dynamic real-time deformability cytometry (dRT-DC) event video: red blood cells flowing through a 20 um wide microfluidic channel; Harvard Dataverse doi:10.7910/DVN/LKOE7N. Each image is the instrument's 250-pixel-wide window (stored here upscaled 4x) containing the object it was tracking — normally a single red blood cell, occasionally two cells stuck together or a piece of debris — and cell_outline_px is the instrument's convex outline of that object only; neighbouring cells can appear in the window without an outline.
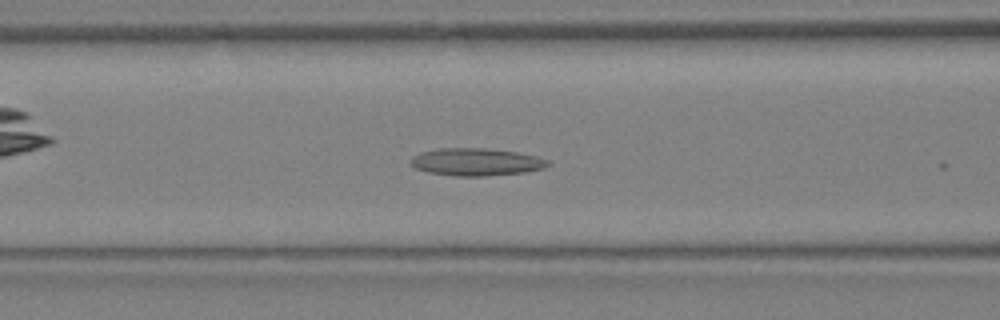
{"species": "Egyptian fruit bat (a non-hibernating species)", "species_latin": "Rousettus aegyptiacus", "temperature_condition": "warm", "stored_images_in_passage": 12, "camera_frame_rate_fps": 3000, "um_per_image_px": 0.085, "animal": {"sex": "female"}, "frame": {"image": 1, "passage_image": 8, "time_ms": 2.333, "image_size_px": [1000, 320], "cell_outline_px": [[552, 164], [544, 168], [524, 172], [484, 176], [456, 176], [428, 172], [416, 168], [408, 160], [412, 156], [420, 152], [440, 148], [484, 148], [516, 152], [536, 156], [548, 160]], "centroid_in_image_um": [40.46, 13.76], "position_along_channel_um": 126.1, "area_um2": 21.96}}
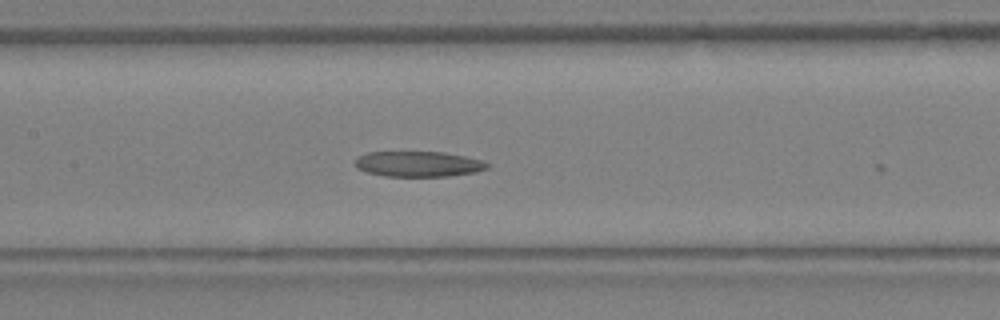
{"frame": {"image": 2, "passage_image": 10, "time_ms": 3.0, "image_size_px": [1000, 320], "cell_outline_px": [[488, 168], [476, 172], [448, 176], [384, 176], [368, 172], [356, 168], [356, 160], [360, 156], [368, 152], [444, 152], [484, 160], [488, 164]], "centroid_in_image_um": [35.59, 13.94], "position_along_channel_um": 171.8, "area_um2": 19.48}}